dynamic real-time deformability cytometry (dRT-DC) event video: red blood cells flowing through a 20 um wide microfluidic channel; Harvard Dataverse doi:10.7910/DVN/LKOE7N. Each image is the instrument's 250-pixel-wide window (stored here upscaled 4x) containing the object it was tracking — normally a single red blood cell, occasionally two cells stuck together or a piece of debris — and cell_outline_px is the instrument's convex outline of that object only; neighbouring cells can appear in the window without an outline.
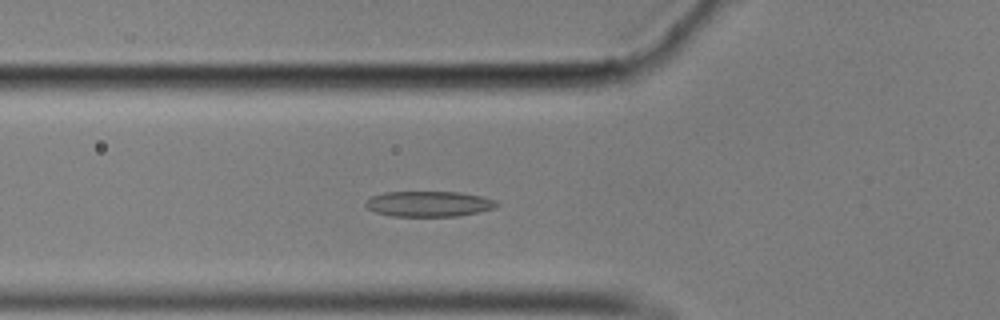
{"species": "common noctule bat (a hibernating species)", "species_latin": "Nyctalus noctula", "temperature_condition": "cold", "stored_images_in_passage": 39, "camera_frame_rate_fps": 3000, "um_per_image_px": 0.085, "animal": {"sex": "male", "body_mass_g": 17.9}, "frame": {"image": 1, "passage_image": 2, "time_ms": 0.333, "image_size_px": [1000, 320], "cell_outline_px": [[500, 204], [496, 208], [480, 212], [456, 216], [392, 216], [376, 212], [368, 208], [364, 204], [372, 196], [384, 192], [460, 192], [480, 196], [496, 200]], "centroid_in_image_um": [36.5, 17.33], "position_along_channel_um": 89.3, "area_um2": 19.48}}
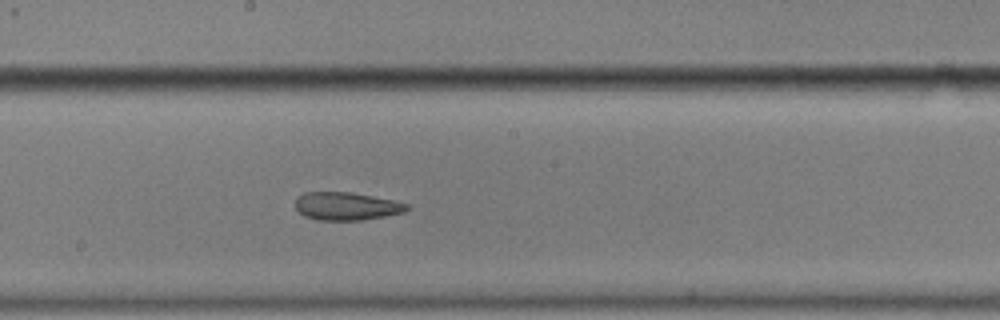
{"frame": {"image": 2, "passage_image": 13, "time_ms": 4.0, "image_size_px": [1000, 320], "cell_outline_px": [[412, 208], [404, 212], [384, 216], [360, 220], [320, 220], [304, 216], [296, 208], [296, 196], [304, 192], [352, 192], [396, 200], [408, 204]], "centroid_in_image_um": [29.48, 17.51], "position_along_channel_um": 218.7, "area_um2": 18.32}}
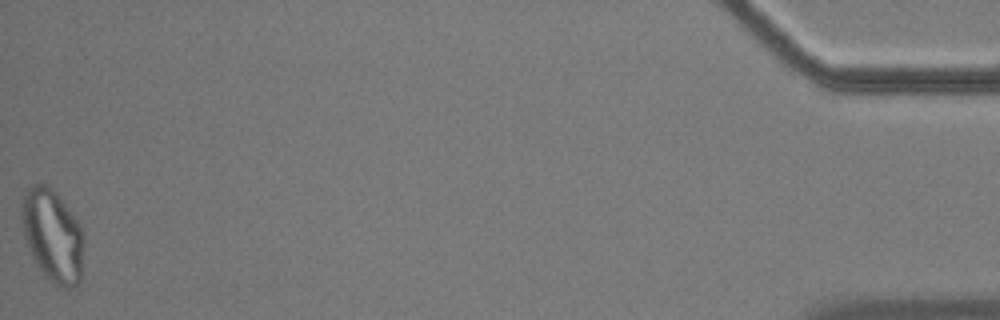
{"frame": {"image": 3, "passage_image": 39, "time_ms": 12.667, "image_size_px": [1000, 320], "cell_outline_px": [[84, 240], [80, 280], [76, 284], [68, 288], [56, 288], [44, 276], [36, 264], [32, 256], [24, 236], [20, 216], [20, 204], [24, 192], [32, 184], [44, 184], [52, 188], [56, 192], [80, 224], [84, 232]], "centroid_in_image_um": [4.45, 20.03], "position_along_channel_um": 430.7, "area_um2": 34.04}}